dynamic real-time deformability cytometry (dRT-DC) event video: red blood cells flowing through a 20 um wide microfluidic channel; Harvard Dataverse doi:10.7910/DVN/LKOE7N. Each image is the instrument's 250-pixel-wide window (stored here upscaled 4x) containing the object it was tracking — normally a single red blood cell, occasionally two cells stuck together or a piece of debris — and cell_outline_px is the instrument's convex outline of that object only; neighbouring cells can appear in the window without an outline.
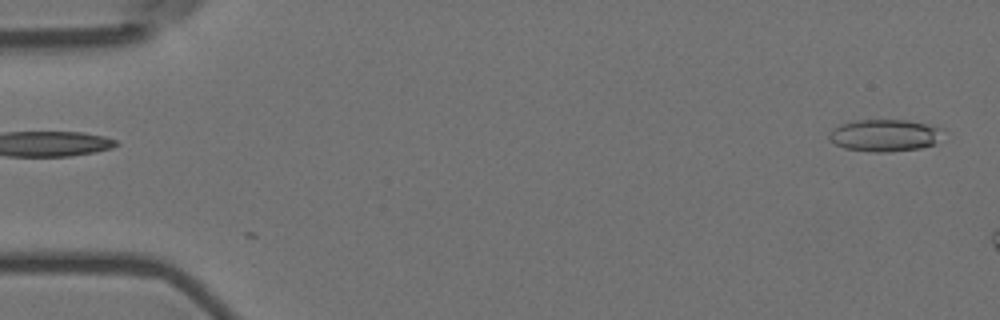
{"species": "Egyptian fruit bat (a non-hibernating species)", "species_latin": "Rousettus aegyptiacus", "temperature_condition": "room temperature", "stored_images_in_passage": 5, "segment_of_instrument_passage": [2, 2], "camera_frame_rate_fps": 3000, "um_per_image_px": 0.085, "animal": {"sex": "female"}, "frame": {"image": 1, "passage_image": 5, "time_ms": 1.333, "image_size_px": [1000, 320], "cell_outline_px": [[944, 128], [932, 144], [920, 148], [888, 152], [872, 152], [844, 148], [828, 140], [828, 136], [832, 128], [840, 124], [856, 120], [904, 120]], "centroid_in_image_um": [75.11, 11.5], "position_along_channel_um": 9.9, "area_um2": 21.04}}